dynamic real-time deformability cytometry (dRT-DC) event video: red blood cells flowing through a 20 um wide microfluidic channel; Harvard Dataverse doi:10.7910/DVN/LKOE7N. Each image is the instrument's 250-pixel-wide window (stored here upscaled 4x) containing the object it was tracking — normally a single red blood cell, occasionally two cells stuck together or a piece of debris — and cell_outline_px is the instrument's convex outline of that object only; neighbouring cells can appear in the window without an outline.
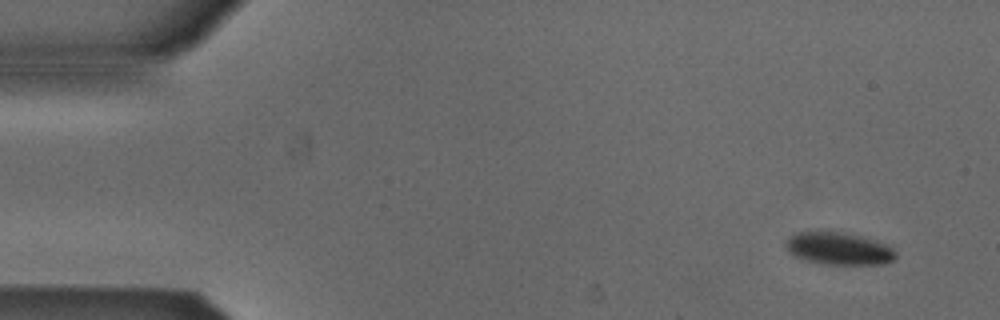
{"species": "Egyptian fruit bat (a non-hibernating species)", "species_latin": "Rousettus aegyptiacus", "temperature_condition": "cold", "stored_images_in_passage": 51, "camera_frame_rate_fps": 3000, "um_per_image_px": 0.085, "animal": {"sex": "male"}, "frame": {"image": 1, "passage_image": 1, "time_ms": 0.0, "image_size_px": [1000, 320], "cell_outline_px": [[896, 256], [892, 260], [884, 264], [820, 264], [800, 260], [792, 256], [788, 252], [784, 244], [788, 236], [796, 232], [820, 228], [844, 232], [876, 240], [888, 244], [896, 252]], "centroid_in_image_um": [71.19, 21.09], "position_along_channel_um": 13.8, "area_um2": 21.85}}
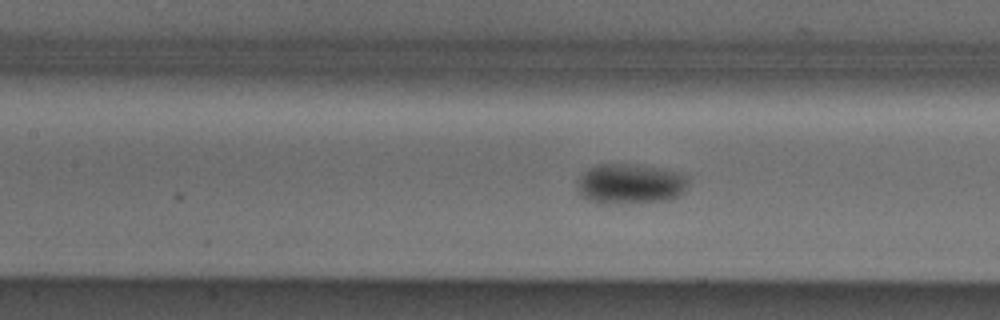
{"frame": {"image": 2, "passage_image": 21, "time_ms": 6.667, "image_size_px": [1000, 320], "cell_outline_px": [[688, 184], [684, 192], [680, 196], [668, 200], [608, 204], [600, 204], [588, 200], [580, 196], [576, 188], [576, 180], [588, 168], [596, 164], [628, 164], [660, 168], [680, 172], [688, 176]], "centroid_in_image_um": [53.54, 15.63], "position_along_channel_um": 153.9, "area_um2": 26.47}}
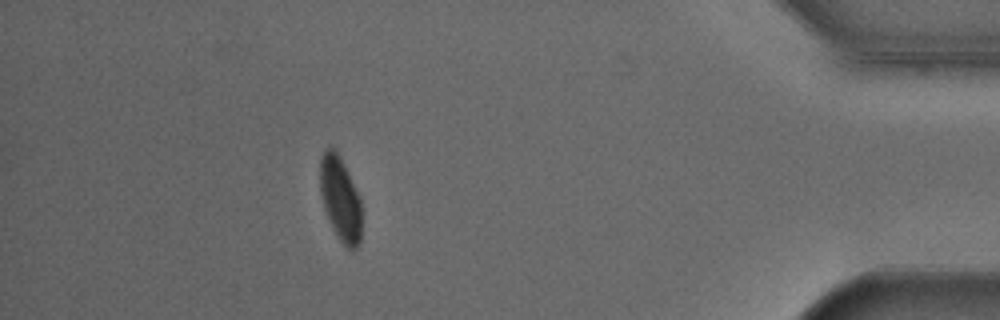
{"frame": {"image": 3, "passage_image": 45, "time_ms": 14.667, "image_size_px": [1000, 320], "cell_outline_px": [[360, 244], [356, 248], [348, 248], [340, 240], [332, 228], [324, 208], [320, 192], [320, 156], [324, 148], [332, 148], [340, 156], [360, 200]], "centroid_in_image_um": [28.89, 16.88], "position_along_channel_um": 406.3, "area_um2": 20.0}, "authors_computed_cell_mechanics": {"area_um2": 22.7154, "velocity_mm_per_s": 3.8217, "shape_relaxation_time_tau1_ms": 2.4343, "shape_relaxation_time_tau2_ms": null, "deformation_change_tau1": 0.0817, "deformation_change_tau2": null}}